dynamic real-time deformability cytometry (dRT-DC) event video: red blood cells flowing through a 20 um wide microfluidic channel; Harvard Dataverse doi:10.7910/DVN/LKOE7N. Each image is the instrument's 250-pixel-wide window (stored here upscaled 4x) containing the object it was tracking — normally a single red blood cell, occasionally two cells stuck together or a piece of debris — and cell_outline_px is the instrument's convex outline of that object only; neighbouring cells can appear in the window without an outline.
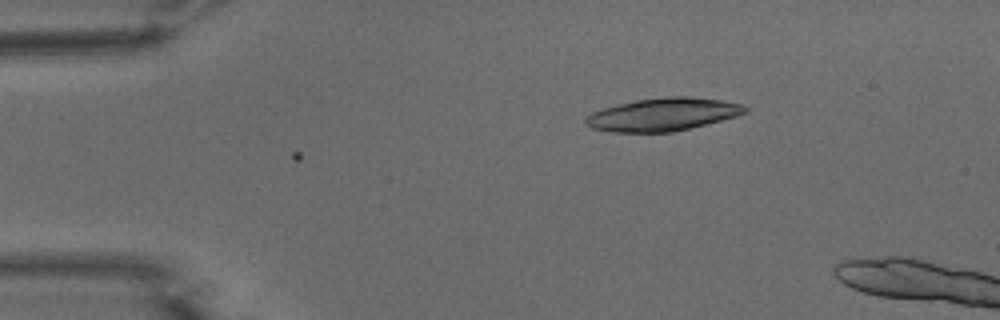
{"species": "common noctule bat (a hibernating species)", "species_latin": "Nyctalus noctula", "temperature_condition": "warm", "stored_images_in_passage": 2, "camera_frame_rate_fps": 3000, "um_per_image_px": 0.085, "animal": {"sex": "male", "body_mass_g": 15.6}, "frame": {"image": 1, "passage_image": 1, "time_ms": 0.0, "image_size_px": [1000, 320], "cell_outline_px": [[748, 112], [736, 116], [672, 132], [612, 132], [592, 128], [584, 124], [584, 120], [592, 112], [604, 108], [636, 100], [668, 96], [692, 96], [720, 100], [744, 104], [748, 108]], "centroid_in_image_um": [56.35, 9.72], "position_along_channel_um": 28.6, "area_um2": 30.35}}